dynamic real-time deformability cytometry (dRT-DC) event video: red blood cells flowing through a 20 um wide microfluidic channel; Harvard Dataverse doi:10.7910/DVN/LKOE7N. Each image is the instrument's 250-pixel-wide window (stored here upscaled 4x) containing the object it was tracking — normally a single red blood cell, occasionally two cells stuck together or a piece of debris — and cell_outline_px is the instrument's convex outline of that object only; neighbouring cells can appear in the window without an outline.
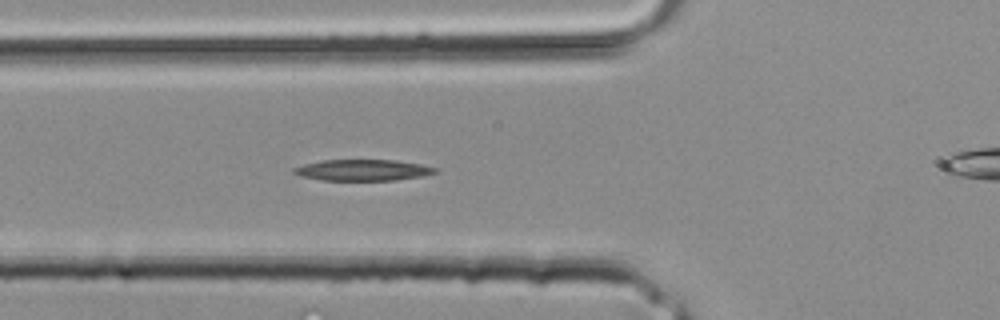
{"species": "common noctule bat (a hibernating species)", "species_latin": "Nyctalus noctula", "temperature_condition": "room temperature", "stored_images_in_passage": 26, "segment_of_instrument_passage": [1, 2], "camera_frame_rate_fps": 3000, "um_per_image_px": 0.085, "animal": {"sex": "male", "body_mass_g": 20.4}, "frame": {"image": 1, "passage_image": 4, "time_ms": 1.0, "image_size_px": [1000, 320], "cell_outline_px": [[440, 172], [424, 176], [396, 180], [320, 180], [300, 176], [292, 172], [292, 168], [304, 164], [320, 160], [396, 160], [420, 164], [440, 168]], "centroid_in_image_um": [30.88, 14.46], "position_along_channel_um": 94.9, "area_um2": 17.69}}
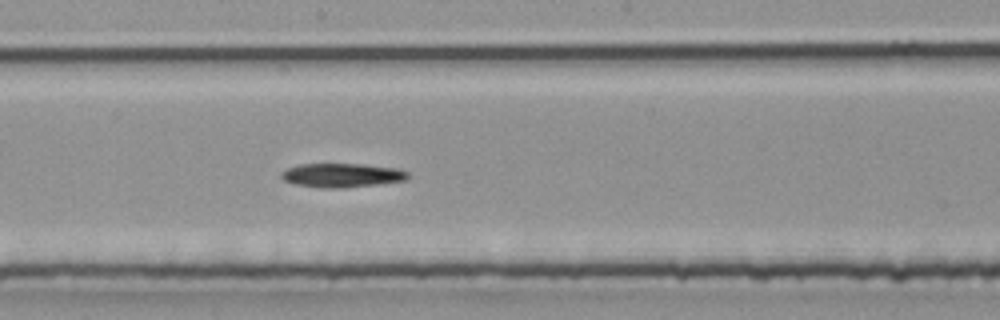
{"frame": {"image": 2, "passage_image": 10, "time_ms": 3.0, "image_size_px": [1000, 320], "cell_outline_px": [[408, 180], [376, 184], [340, 188], [324, 188], [296, 184], [284, 180], [280, 176], [280, 172], [288, 168], [300, 164], [364, 164], [396, 168], [408, 172]], "centroid_in_image_um": [29.06, 14.89], "position_along_channel_um": 219.1, "area_um2": 17.57}}
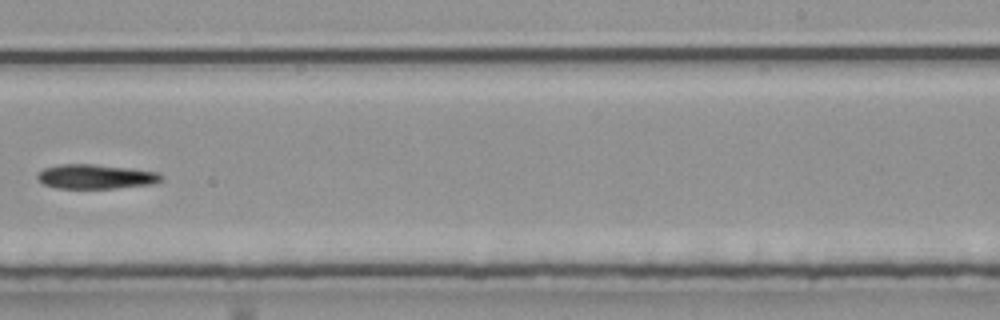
{"frame": {"image": 3, "passage_image": 13, "time_ms": 4.0, "image_size_px": [1000, 320], "cell_outline_px": [[164, 176], [160, 180], [152, 184], [116, 188], [56, 188], [44, 184], [36, 176], [44, 168], [60, 164], [92, 164], [128, 168], [160, 172]], "centroid_in_image_um": [8.15, 15.01], "position_along_channel_um": 280.8, "area_um2": 17.51}}